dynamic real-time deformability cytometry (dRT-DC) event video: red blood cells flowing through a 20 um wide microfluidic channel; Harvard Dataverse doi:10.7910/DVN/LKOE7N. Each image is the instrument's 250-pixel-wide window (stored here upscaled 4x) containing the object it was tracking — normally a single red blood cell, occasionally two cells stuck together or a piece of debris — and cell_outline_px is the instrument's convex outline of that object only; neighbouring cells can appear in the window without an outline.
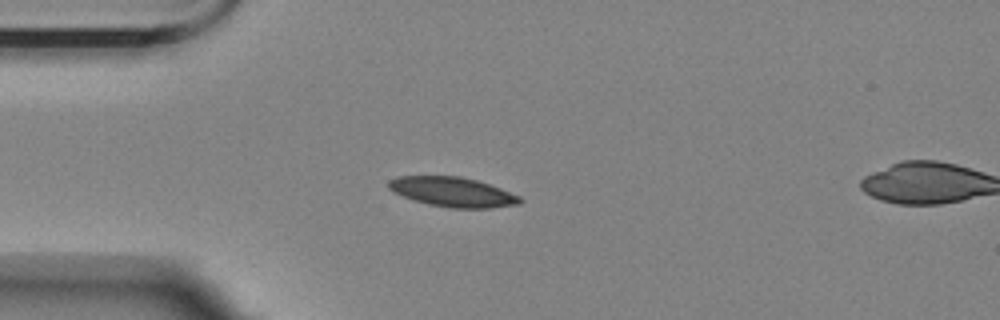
{"species": "Egyptian fruit bat (a non-hibernating species)", "species_latin": "Rousettus aegyptiacus", "temperature_condition": "room temperature", "stored_images_in_passage": 4, "camera_frame_rate_fps": 3000, "um_per_image_px": 0.085, "animal": {"sex": "female"}, "frame": {"image": 1, "passage_image": 3, "time_ms": 2.333, "image_size_px": [1000, 320], "cell_outline_px": [[524, 200], [520, 204], [492, 208], [448, 208], [428, 204], [392, 192], [388, 188], [388, 180], [396, 176], [460, 176], [476, 180], [500, 188], [520, 196]], "centroid_in_image_um": [38.48, 16.32], "position_along_channel_um": 46.5, "area_um2": 22.77}}